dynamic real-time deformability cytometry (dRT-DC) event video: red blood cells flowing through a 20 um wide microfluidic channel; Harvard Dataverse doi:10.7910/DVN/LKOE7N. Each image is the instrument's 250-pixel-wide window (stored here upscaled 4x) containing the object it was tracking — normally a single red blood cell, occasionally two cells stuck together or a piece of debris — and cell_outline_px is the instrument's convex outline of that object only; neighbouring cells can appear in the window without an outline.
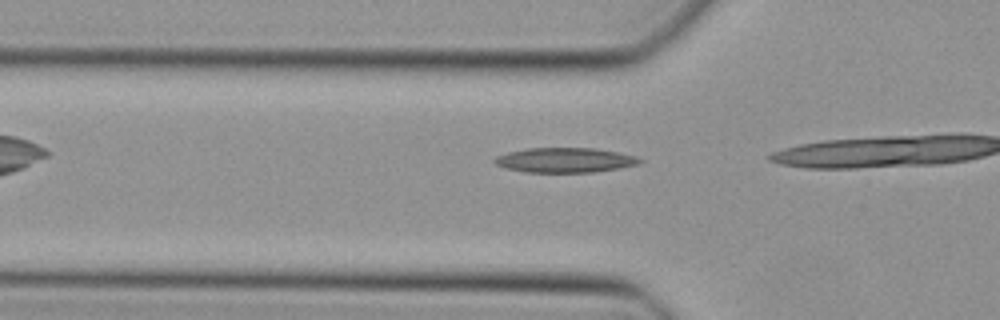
{"species": "Egyptian fruit bat (a non-hibernating species)", "species_latin": "Rousettus aegyptiacus", "temperature_condition": "cold", "stored_images_in_passage": 4, "camera_frame_rate_fps": 3000, "um_per_image_px": 0.085, "animal": {"sex": "female"}, "frame": {"image": 1, "passage_image": 2, "time_ms": 0.333, "image_size_px": [1000, 320], "cell_outline_px": [[644, 160], [636, 164], [616, 168], [592, 172], [524, 172], [504, 168], [496, 164], [492, 160], [496, 156], [508, 152], [528, 148], [592, 148], [616, 152], [636, 156]], "centroid_in_image_um": [47.95, 13.61], "position_along_channel_um": 77.8, "area_um2": 20.75}}